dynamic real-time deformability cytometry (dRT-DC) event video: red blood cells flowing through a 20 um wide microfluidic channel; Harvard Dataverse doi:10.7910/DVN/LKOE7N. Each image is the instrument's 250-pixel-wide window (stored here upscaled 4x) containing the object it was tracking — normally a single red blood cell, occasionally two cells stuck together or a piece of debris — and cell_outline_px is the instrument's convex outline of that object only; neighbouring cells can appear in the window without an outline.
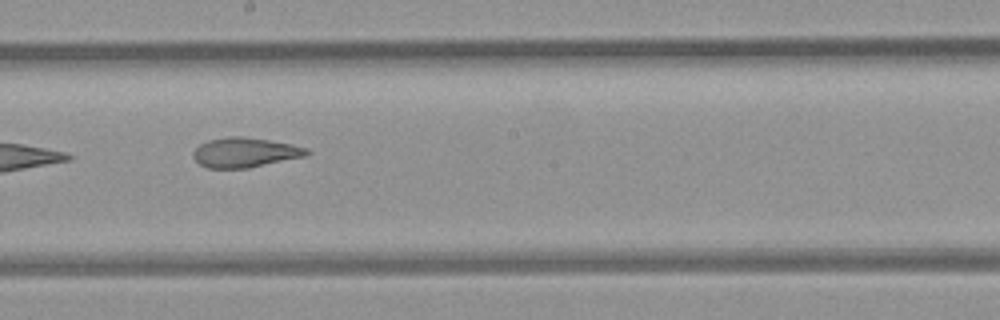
{"species": "common noctule bat (a hibernating species)", "species_latin": "Nyctalus noctula", "temperature_condition": "room temperature", "stored_images_in_passage": 11, "camera_frame_rate_fps": 3000, "um_per_image_px": 0.085, "animal": {"sex": "female", "body_mass_g": 21.9}, "frame": {"image": 1, "passage_image": 7, "time_ms": 7.0, "image_size_px": [1000, 320], "cell_outline_px": [[312, 152], [304, 156], [248, 168], [208, 168], [200, 164], [192, 156], [192, 152], [200, 144], [208, 140], [228, 136], [244, 136], [292, 144], [308, 148]], "centroid_in_image_um": [20.81, 12.95], "position_along_channel_um": 227.4, "area_um2": 19.65}}
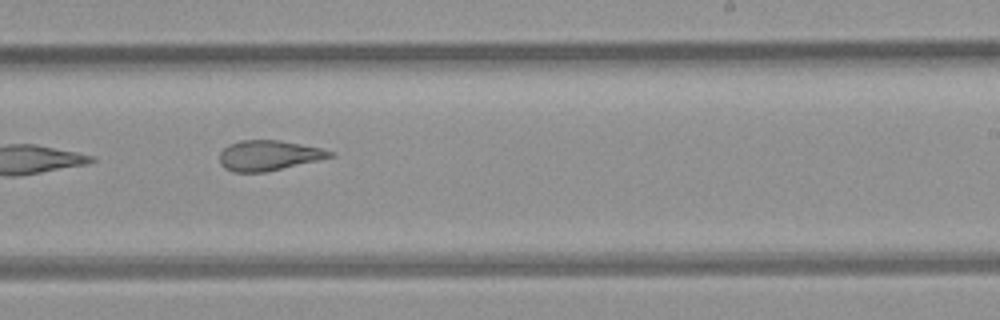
{"frame": {"image": 2, "passage_image": 8, "time_ms": 8.0, "image_size_px": [1000, 320], "cell_outline_px": [[336, 156], [264, 172], [232, 172], [224, 168], [220, 164], [220, 152], [228, 144], [240, 140], [276, 140], [300, 144], [320, 148], [336, 152]], "centroid_in_image_um": [22.82, 13.21], "position_along_channel_um": 266.2, "area_um2": 19.36}}